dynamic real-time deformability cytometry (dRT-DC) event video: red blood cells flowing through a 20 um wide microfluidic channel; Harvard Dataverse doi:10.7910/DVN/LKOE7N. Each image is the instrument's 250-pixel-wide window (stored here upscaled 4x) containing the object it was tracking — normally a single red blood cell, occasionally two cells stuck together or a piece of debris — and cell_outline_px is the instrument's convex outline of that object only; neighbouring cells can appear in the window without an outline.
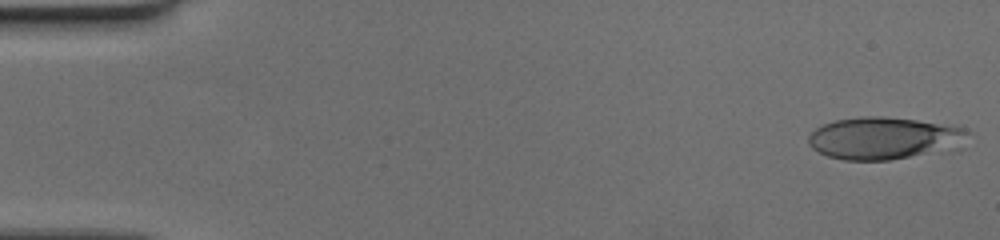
{"species": "human", "species_latin": "Homo sapiens", "temperature_condition": "cold", "stored_images_in_passage": 58, "camera_frame_rate_fps": 3000, "um_per_image_px": 0.085, "donor": {"sex": "female"}, "frame": {"image": 1, "passage_image": 1, "time_ms": 0.0, "image_size_px": [1000, 240], "cell_outline_px": [[972, 132], [964, 148], [888, 160], [844, 160], [828, 156], [812, 148], [808, 144], [808, 136], [816, 128], [824, 124], [836, 120], [860, 116], [880, 116], [916, 120], [964, 128]], "centroid_in_image_um": [75.22, 11.76], "position_along_channel_um": 9.8, "area_um2": 39.65}}
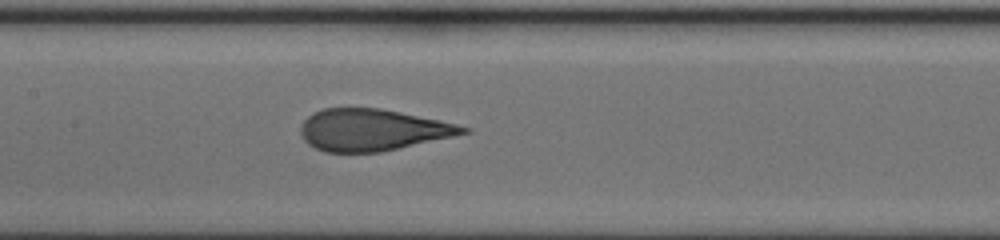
{"frame": {"image": 2, "passage_image": 28, "time_ms": 9.0, "image_size_px": [1000, 240], "cell_outline_px": [[472, 132], [380, 152], [324, 152], [308, 144], [304, 140], [300, 132], [300, 128], [304, 120], [312, 112], [324, 108], [380, 108], [440, 120], [472, 128]], "centroid_in_image_um": [31.65, 11.04], "position_along_channel_um": 175.7, "area_um2": 39.42}}
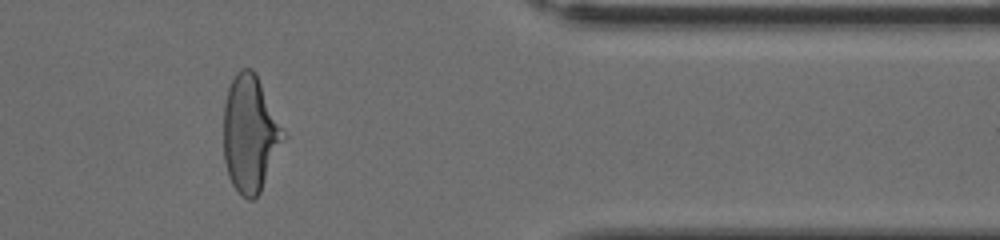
{"frame": {"image": 3, "passage_image": 48, "time_ms": 15.667, "image_size_px": [1000, 240], "cell_outline_px": [[288, 136], [260, 192], [252, 200], [248, 200], [240, 196], [232, 184], [228, 176], [224, 160], [224, 104], [228, 88], [236, 72], [240, 68], [252, 68], [256, 72]], "centroid_in_image_um": [21.29, 11.37], "position_along_channel_um": 390.1, "area_um2": 41.38}}